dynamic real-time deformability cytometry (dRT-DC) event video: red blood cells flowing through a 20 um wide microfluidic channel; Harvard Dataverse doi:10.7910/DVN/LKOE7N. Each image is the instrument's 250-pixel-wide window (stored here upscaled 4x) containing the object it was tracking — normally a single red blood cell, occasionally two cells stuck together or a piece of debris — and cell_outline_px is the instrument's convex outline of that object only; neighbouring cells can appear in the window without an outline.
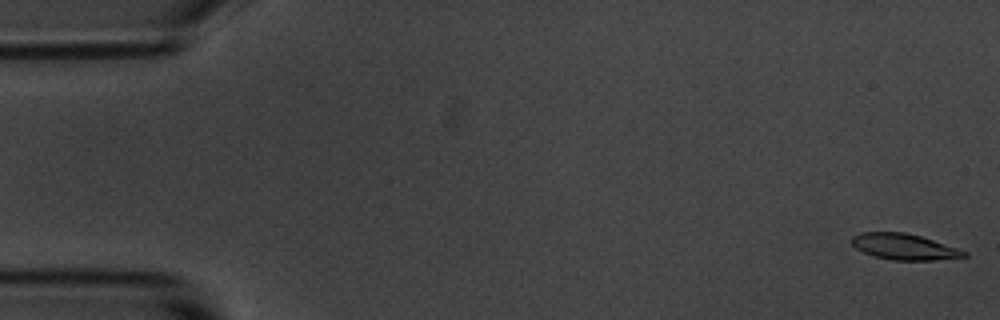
{"species": "common noctule bat (a hibernating species)", "species_latin": "Nyctalus noctula", "temperature_condition": "room temperature", "stored_images_in_passage": 55, "camera_frame_rate_fps": 3000, "um_per_image_px": 0.085, "animal": {"sex": "male", "body_mass_g": 20.1, "forearm_length_mm": 53.5}, "frame": {"image": 1, "passage_image": 1, "time_ms": 0.0, "image_size_px": [1000, 320], "cell_outline_px": [[968, 256], [932, 260], [892, 260], [872, 256], [856, 248], [852, 244], [852, 236], [860, 232], [904, 232], [920, 236], [968, 252]], "centroid_in_image_um": [76.81, 20.97], "position_along_channel_um": 8.2, "area_um2": 16.82}}
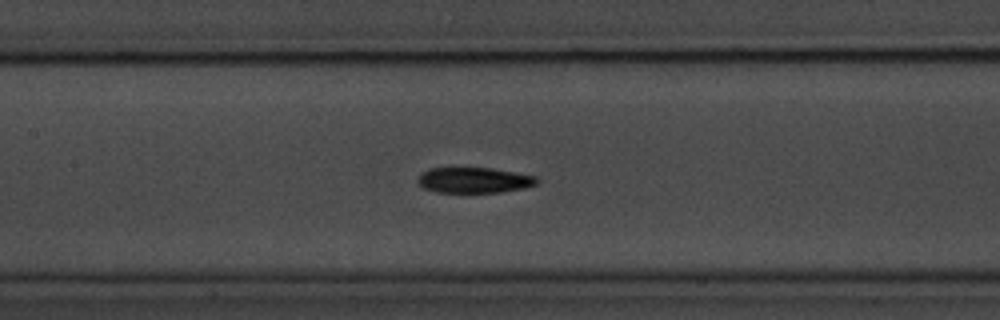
{"frame": {"image": 2, "passage_image": 25, "time_ms": 8.0, "image_size_px": [1000, 320], "cell_outline_px": [[540, 180], [536, 184], [524, 188], [500, 192], [436, 192], [420, 188], [416, 180], [420, 172], [428, 168], [492, 168], [536, 176]], "centroid_in_image_um": [40.23, 15.31], "position_along_channel_um": 167.2, "area_um2": 17.98}}
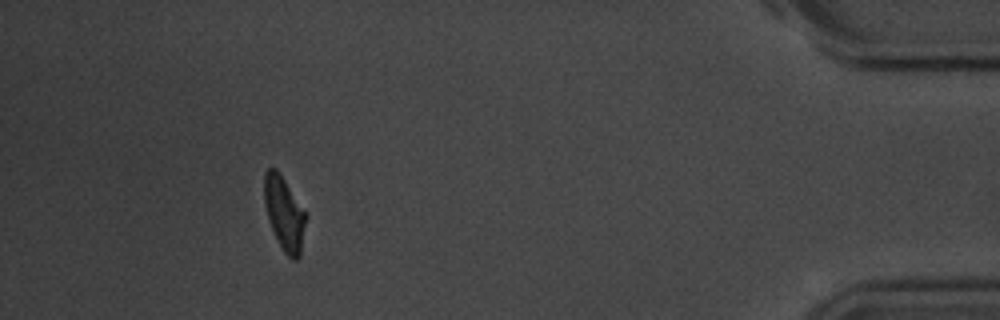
{"frame": {"image": 3, "passage_image": 50, "time_ms": 16.333, "image_size_px": [1000, 320], "cell_outline_px": [[308, 216], [300, 256], [296, 260], [292, 260], [284, 252], [272, 228], [264, 204], [264, 172], [268, 168], [276, 168], [280, 172], [308, 212]], "centroid_in_image_um": [24.21, 18.1], "position_along_channel_um": 411.0, "area_um2": 18.32}, "authors_computed_cell_mechanics": {"area_um2": 18.3804, "velocity_mm_per_s": 3.6504, "shape_relaxation_time_tau1_ms": 3.514, "shape_relaxation_time_tau2_ms": null, "deformation_change_tau1": 0.1483, "deformation_change_tau2": null}}